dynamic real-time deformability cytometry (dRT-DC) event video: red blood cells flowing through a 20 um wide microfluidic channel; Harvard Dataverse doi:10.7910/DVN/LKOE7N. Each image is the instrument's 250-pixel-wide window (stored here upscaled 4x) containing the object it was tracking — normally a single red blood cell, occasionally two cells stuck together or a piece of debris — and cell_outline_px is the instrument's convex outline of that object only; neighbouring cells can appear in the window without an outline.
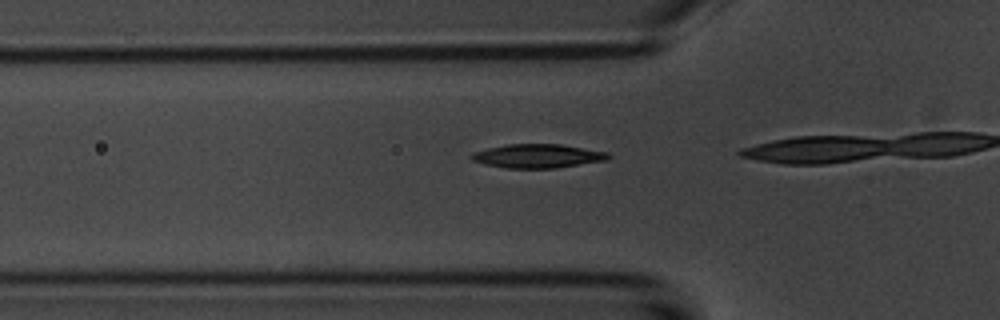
{"species": "common noctule bat (a hibernating species)", "species_latin": "Nyctalus noctula", "temperature_condition": "room temperature", "stored_images_in_passage": 5, "camera_frame_rate_fps": 3000, "um_per_image_px": 0.085, "animal": {"sex": "male", "body_mass_g": 20.1, "forearm_length_mm": 53.5}, "frame": {"image": 1, "passage_image": 4, "time_ms": 4.333, "image_size_px": [1000, 320], "cell_outline_px": [[612, 156], [608, 160], [556, 168], [504, 168], [484, 164], [472, 160], [468, 156], [472, 152], [488, 148], [508, 144], [560, 144], [608, 152]], "centroid_in_image_um": [45.7, 13.26], "position_along_channel_um": 80.1, "area_um2": 19.13}}